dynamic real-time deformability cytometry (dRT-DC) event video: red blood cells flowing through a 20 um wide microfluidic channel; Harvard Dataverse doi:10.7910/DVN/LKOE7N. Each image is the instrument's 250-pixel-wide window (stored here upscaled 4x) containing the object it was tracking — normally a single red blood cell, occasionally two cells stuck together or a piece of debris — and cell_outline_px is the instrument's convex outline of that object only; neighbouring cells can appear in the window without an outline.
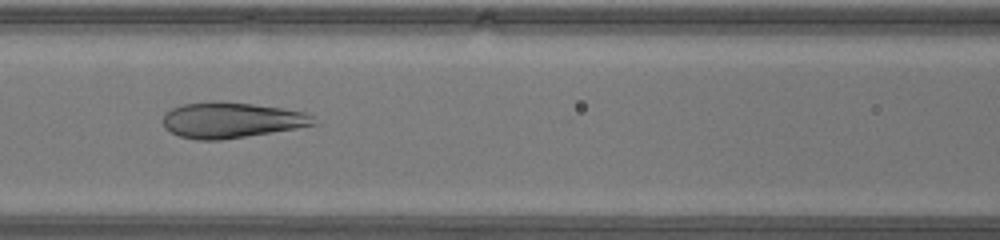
{"species": "human", "species_latin": "Homo sapiens", "temperature_condition": "warm", "stored_images_in_passage": 43, "camera_frame_rate_fps": 3000, "um_per_image_px": 0.085, "donor": {"sex": "male"}, "frame": {"image": 1, "passage_image": 18, "time_ms": 5.667, "image_size_px": [1000, 240], "cell_outline_px": [[316, 124], [296, 128], [220, 140], [196, 140], [180, 136], [164, 128], [164, 112], [172, 108], [184, 104], [216, 100], [252, 104], [284, 108], [304, 112], [312, 116]], "centroid_in_image_um": [19.63, 10.2], "position_along_channel_um": 147.0, "area_um2": 31.15}}
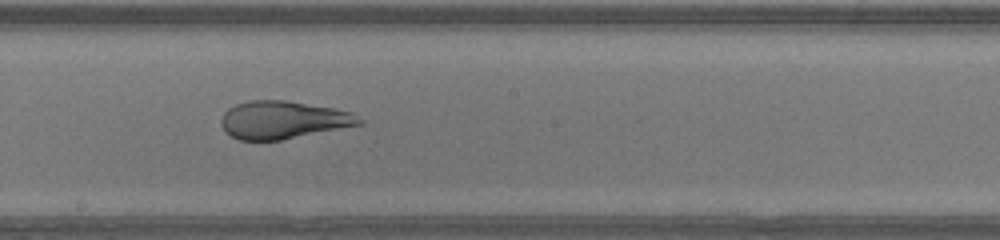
{"frame": {"image": 2, "passage_image": 23, "time_ms": 7.333, "image_size_px": [1000, 240], "cell_outline_px": [[364, 124], [280, 140], [240, 140], [232, 136], [220, 124], [220, 120], [224, 112], [228, 108], [236, 104], [248, 100], [284, 100], [332, 108], [352, 112], [364, 120]], "centroid_in_image_um": [24.07, 10.19], "position_along_channel_um": 224.1, "area_um2": 30.29}}
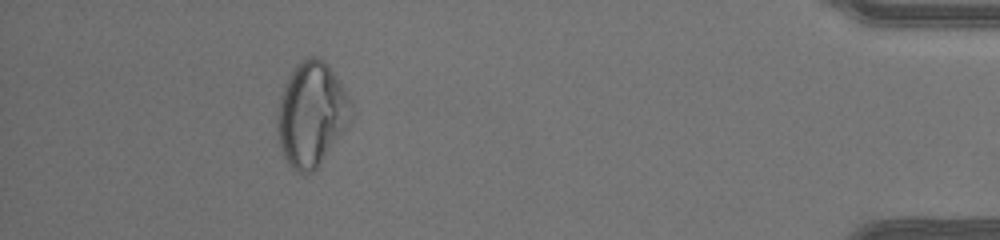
{"frame": {"image": 3, "passage_image": 39, "time_ms": 12.667, "image_size_px": [1000, 240], "cell_outline_px": [[352, 116], [320, 164], [312, 172], [296, 172], [288, 164], [284, 156], [280, 144], [276, 116], [280, 96], [284, 84], [288, 76], [296, 64], [304, 56], [316, 56], [324, 60], [328, 64], [344, 88], [352, 104]], "centroid_in_image_um": [26.45, 9.65], "position_along_channel_um": 408.7, "area_um2": 44.56}}